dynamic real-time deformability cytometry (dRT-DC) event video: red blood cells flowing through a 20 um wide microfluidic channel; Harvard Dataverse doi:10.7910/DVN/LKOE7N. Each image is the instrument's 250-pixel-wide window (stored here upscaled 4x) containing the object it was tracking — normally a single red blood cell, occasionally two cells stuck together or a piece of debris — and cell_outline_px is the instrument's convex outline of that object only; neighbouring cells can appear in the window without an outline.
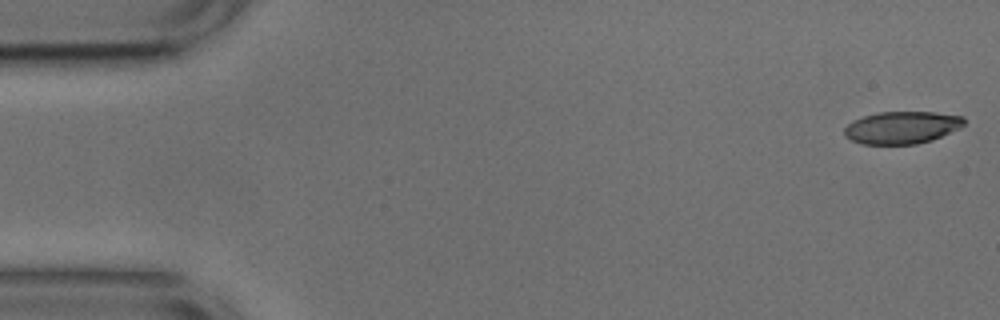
{"species": "common noctule bat (a hibernating species)", "species_latin": "Nyctalus noctula", "temperature_condition": "cold", "stored_images_in_passage": 48, "camera_frame_rate_fps": 3000, "um_per_image_px": 0.085, "animal": {"sex": "male", "body_mass_g": 17.9, "forearm_length_mm": 54.2}, "frame": {"image": 1, "passage_image": 1, "time_ms": 0.0, "image_size_px": [1000, 320], "cell_outline_px": [[964, 124], [960, 128], [932, 140], [916, 144], [860, 144], [844, 136], [844, 128], [852, 120], [864, 116], [880, 112], [936, 112], [964, 116]], "centroid_in_image_um": [76.65, 10.84], "position_along_channel_um": 8.3, "area_um2": 22.66}}
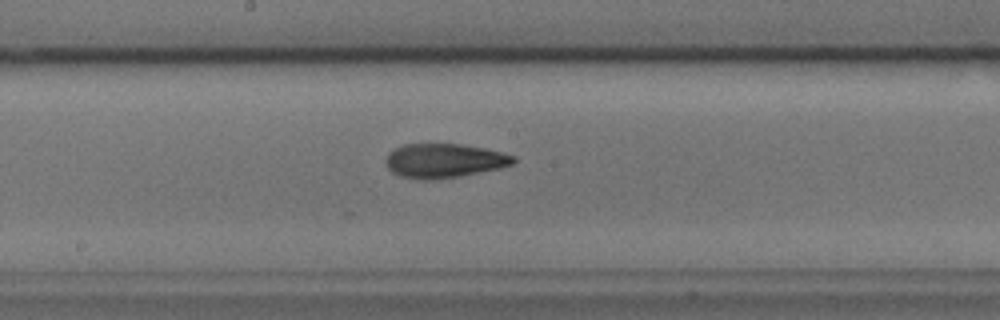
{"frame": {"image": 2, "passage_image": 27, "time_ms": 8.667, "image_size_px": [1000, 320], "cell_outline_px": [[516, 160], [512, 164], [500, 168], [436, 180], [420, 180], [400, 176], [392, 172], [388, 168], [384, 160], [388, 152], [404, 144], [460, 144], [484, 148], [516, 156]], "centroid_in_image_um": [37.71, 13.66], "position_along_channel_um": 210.5, "area_um2": 25.43}}
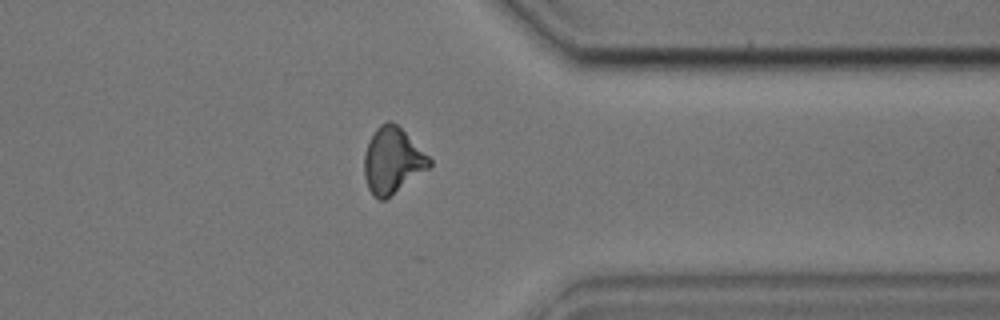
{"frame": {"image": 3, "passage_image": 41, "time_ms": 13.333, "image_size_px": [1000, 320], "cell_outline_px": [[432, 164], [428, 168], [384, 200], [380, 200], [372, 196], [368, 188], [364, 176], [364, 152], [368, 140], [376, 128], [380, 124], [388, 120], [392, 120], [432, 160]], "centroid_in_image_um": [33.31, 13.64], "position_along_channel_um": 378.1, "area_um2": 24.74}, "authors_computed_cell_mechanics": {"area_um2": 24.5939, "velocity_mm_per_s": 3.7657, "shape_relaxation_time_tau1_ms": 7.7826, "shape_relaxation_time_tau2_ms": 2.2999, "deformation_change_tau1": 0.2065, "deformation_change_tau2": 0.1061}}